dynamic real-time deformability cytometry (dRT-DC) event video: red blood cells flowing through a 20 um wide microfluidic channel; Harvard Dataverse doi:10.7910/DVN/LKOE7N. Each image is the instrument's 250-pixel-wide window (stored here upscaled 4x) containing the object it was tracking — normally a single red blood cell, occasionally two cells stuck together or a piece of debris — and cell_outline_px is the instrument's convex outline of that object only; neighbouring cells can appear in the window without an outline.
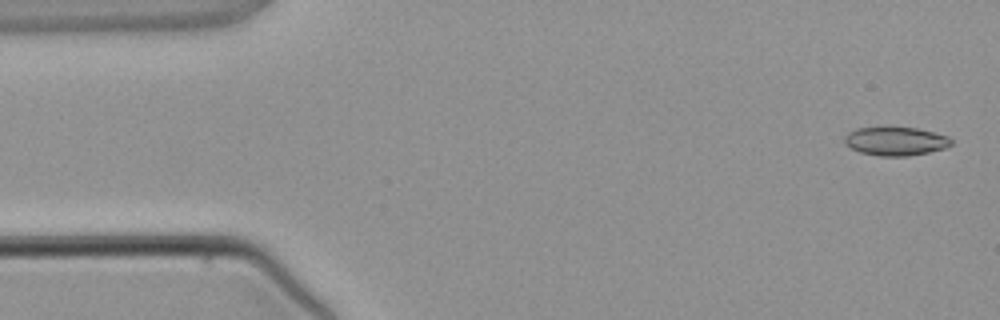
{"species": "common noctule bat (a hibernating species)", "species_latin": "Nyctalus noctula", "temperature_condition": "warm", "stored_images_in_passage": 2, "camera_frame_rate_fps": 3000, "um_per_image_px": 0.085, "animal": {"sex": "male", "body_mass_g": 21.5, "forearm_length_mm": 52.0}, "frame": {"image": 1, "passage_image": 2, "time_ms": 1.333, "image_size_px": [1000, 320], "cell_outline_px": [[952, 144], [944, 148], [928, 152], [908, 156], [880, 156], [860, 152], [844, 144], [844, 136], [848, 132], [856, 128], [892, 124], [916, 128], [948, 136], [952, 140]], "centroid_in_image_um": [76.07, 11.95], "position_along_channel_um": 8.9, "area_um2": 18.44}}